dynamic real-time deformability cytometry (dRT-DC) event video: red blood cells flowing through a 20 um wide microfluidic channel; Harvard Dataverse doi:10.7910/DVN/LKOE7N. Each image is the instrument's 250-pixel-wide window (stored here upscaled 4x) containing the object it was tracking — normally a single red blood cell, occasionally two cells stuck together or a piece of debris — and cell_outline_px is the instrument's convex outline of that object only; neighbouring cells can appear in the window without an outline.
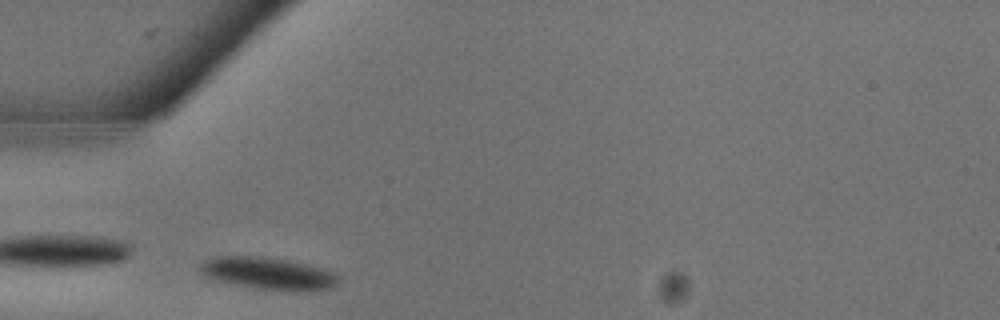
{"species": "common noctule bat (a hibernating species)", "species_latin": "Nyctalus noctula", "temperature_condition": "warm", "stored_images_in_passage": 6, "camera_frame_rate_fps": 3000, "um_per_image_px": 0.085, "animal": {"sex": "male", "body_mass_g": 13.3}, "frame": {"image": 1, "passage_image": 1, "time_ms": 0.0, "image_size_px": [1000, 320], "cell_outline_px": [[340, 280], [336, 284], [328, 288], [260, 288], [236, 284], [216, 280], [204, 276], [200, 272], [200, 264], [204, 260], [216, 256], [268, 256], [308, 264], [324, 268], [340, 276]], "centroid_in_image_um": [22.72, 23.17], "position_along_channel_um": 62.3, "area_um2": 25.09}}
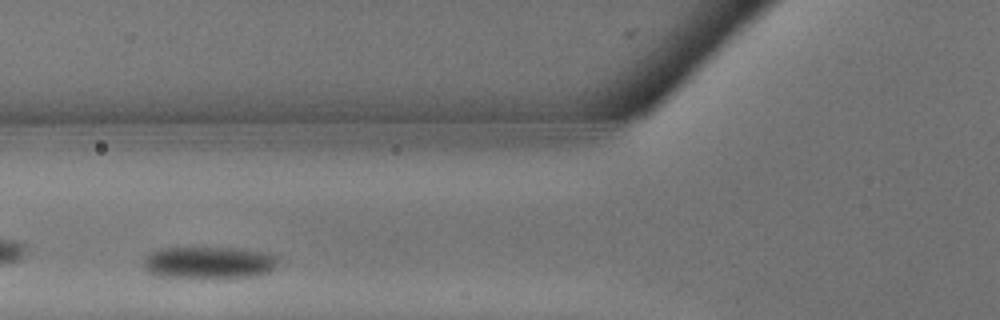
{"frame": {"image": 2, "passage_image": 3, "time_ms": 0.667, "image_size_px": [1000, 320], "cell_outline_px": [[276, 268], [268, 272], [252, 276], [156, 276], [148, 272], [144, 268], [144, 256], [148, 252], [160, 248], [240, 248], [268, 252], [276, 256]], "centroid_in_image_um": [17.73, 22.28], "position_along_channel_um": 108.1, "area_um2": 24.74}}
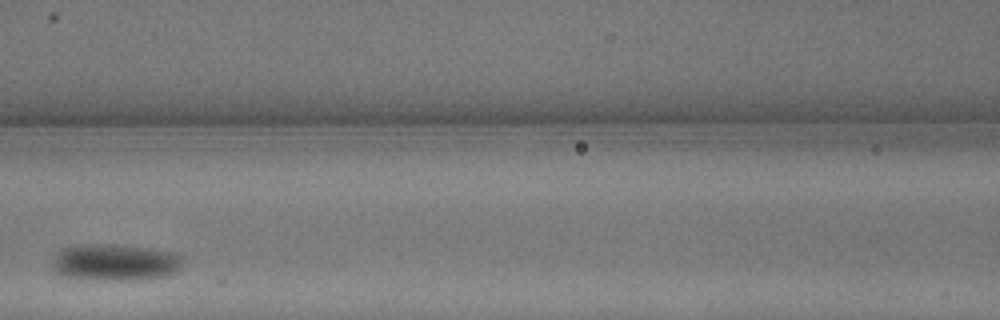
{"frame": {"image": 3, "passage_image": 5, "time_ms": 1.333, "image_size_px": [1000, 320], "cell_outline_px": [[184, 260], [180, 272], [168, 276], [140, 280], [104, 280], [60, 276], [56, 272], [52, 264], [52, 260], [64, 248], [80, 244], [92, 244], [148, 248], [168, 252], [184, 256]], "centroid_in_image_um": [9.85, 22.33], "position_along_channel_um": 156.8, "area_um2": 27.92}}